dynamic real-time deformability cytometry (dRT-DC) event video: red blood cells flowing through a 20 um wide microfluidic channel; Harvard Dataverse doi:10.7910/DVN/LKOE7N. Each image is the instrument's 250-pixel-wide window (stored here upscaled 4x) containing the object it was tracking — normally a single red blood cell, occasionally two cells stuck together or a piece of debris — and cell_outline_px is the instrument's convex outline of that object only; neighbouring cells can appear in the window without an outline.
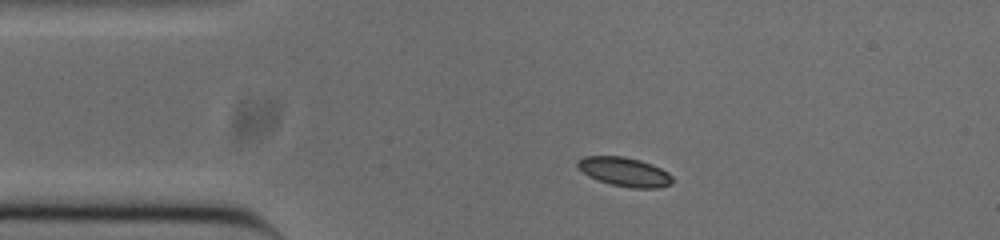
{"species": "common noctule bat (a hibernating species)", "species_latin": "Nyctalus noctula", "temperature_condition": "cold", "stored_images_in_passage": 44, "camera_frame_rate_fps": 3000, "um_per_image_px": 0.085, "animal": {"sex": "male", "body_mass_g": 20.0, "forearm_length_mm": 53.3}, "frame": {"image": 1, "passage_image": 1, "time_ms": 0.0, "image_size_px": [1000, 240], "cell_outline_px": [[672, 184], [660, 188], [632, 188], [612, 184], [596, 180], [588, 176], [576, 168], [576, 160], [584, 156], [624, 156], [640, 160], [652, 164], [668, 172], [672, 176]], "centroid_in_image_um": [53.05, 14.6], "position_along_channel_um": 32.0, "area_um2": 16.3}}
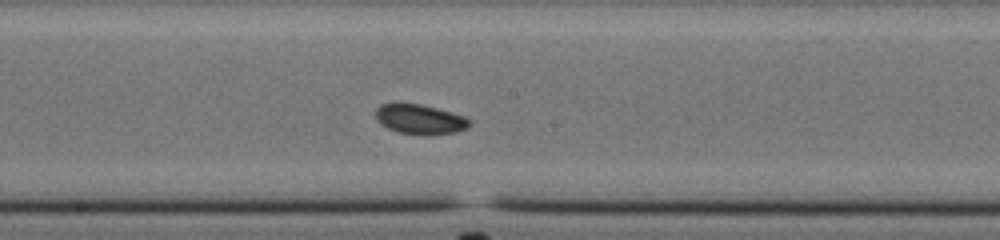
{"frame": {"image": 2, "passage_image": 18, "time_ms": 5.667, "image_size_px": [1000, 240], "cell_outline_px": [[472, 124], [468, 128], [456, 132], [428, 136], [424, 136], [396, 132], [380, 124], [376, 116], [376, 108], [380, 104], [392, 100], [400, 100], [420, 104], [452, 112], [464, 116], [472, 120]], "centroid_in_image_um": [35.67, 10.11], "position_along_channel_um": 212.5, "area_um2": 17.22}}
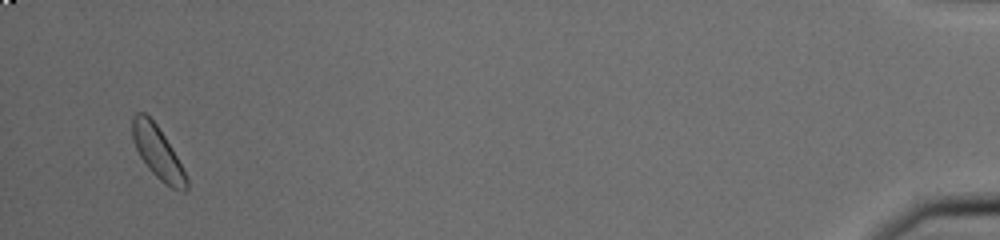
{"frame": {"image": 3, "passage_image": 42, "time_ms": 13.667, "image_size_px": [1000, 240], "cell_outline_px": [[188, 188], [184, 192], [172, 188], [164, 184], [148, 168], [140, 156], [132, 140], [132, 116], [136, 112], [144, 112], [156, 124], [172, 148], [188, 180]], "centroid_in_image_um": [13.38, 12.96], "position_along_channel_um": 421.8, "area_um2": 16.3}, "authors_computed_cell_mechanics": {"area_um2": 16.3285, "velocity_mm_per_s": 3.782, "shape_relaxation_time_tau1_ms": null, "shape_relaxation_time_tau2_ms": 4.8706, "deformation_change_tau1": null, "deformation_change_tau2": 0.0797}}